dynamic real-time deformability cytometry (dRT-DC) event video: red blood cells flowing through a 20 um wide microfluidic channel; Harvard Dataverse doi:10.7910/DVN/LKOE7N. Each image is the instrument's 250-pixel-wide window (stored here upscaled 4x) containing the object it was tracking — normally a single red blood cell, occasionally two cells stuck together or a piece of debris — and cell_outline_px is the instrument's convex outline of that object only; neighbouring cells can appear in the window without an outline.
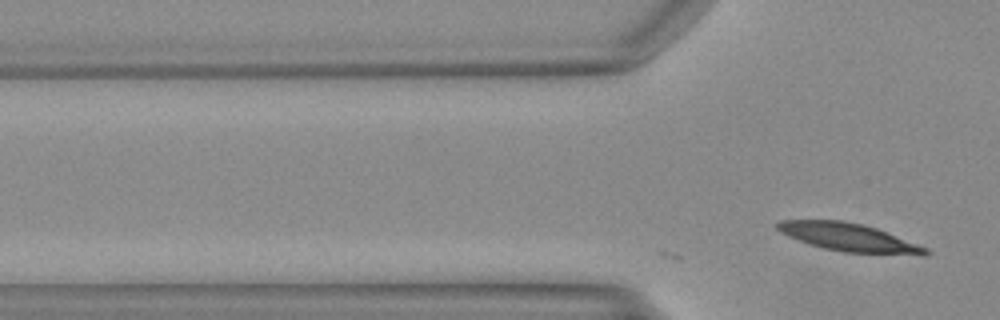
{"species": "Egyptian fruit bat (a non-hibernating species)", "species_latin": "Rousettus aegyptiacus", "temperature_condition": "warm", "stored_images_in_passage": 2, "camera_frame_rate_fps": 3000, "um_per_image_px": 0.085, "animal": {"sex": "female"}, "frame": {"image": 1, "passage_image": 2, "time_ms": 0.333, "image_size_px": [1000, 320], "cell_outline_px": [[932, 252], [928, 256], [924, 256], [840, 252], [808, 244], [788, 236], [780, 232], [776, 228], [776, 224], [780, 220], [844, 220], [864, 224], [876, 228], [928, 248]], "centroid_in_image_um": [72.2, 20.19], "position_along_channel_um": 53.6, "area_um2": 24.62}}